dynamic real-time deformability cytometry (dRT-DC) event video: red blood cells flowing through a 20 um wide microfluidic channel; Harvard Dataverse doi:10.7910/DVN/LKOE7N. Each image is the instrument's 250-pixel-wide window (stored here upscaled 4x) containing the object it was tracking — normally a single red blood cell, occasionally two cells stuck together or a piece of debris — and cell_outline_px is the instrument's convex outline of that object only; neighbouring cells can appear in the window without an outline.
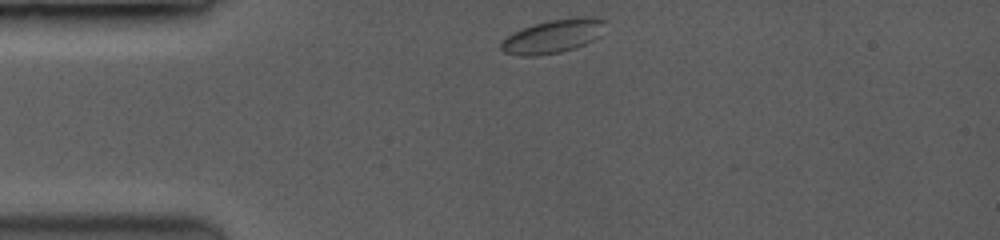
{"species": "common noctule bat (a hibernating species)", "species_latin": "Nyctalus noctula", "temperature_condition": "room temperature", "stored_images_in_passage": 23, "camera_frame_rate_fps": 3500, "um_per_image_px": 0.085, "animal": {"sex": "female", "body_mass_g": 19.0, "forearm_length_mm": 53.3}, "frame": {"image": 1, "passage_image": 1, "time_ms": 0.0, "image_size_px": [1000, 240], "cell_outline_px": [[604, 20], [592, 40], [584, 44], [560, 52], [532, 56], [524, 56], [504, 52], [500, 48], [500, 44], [508, 36], [532, 24], [548, 20], [580, 16], [596, 16]], "centroid_in_image_um": [46.94, 3.07], "position_along_channel_um": 38.1, "area_um2": 19.65}}
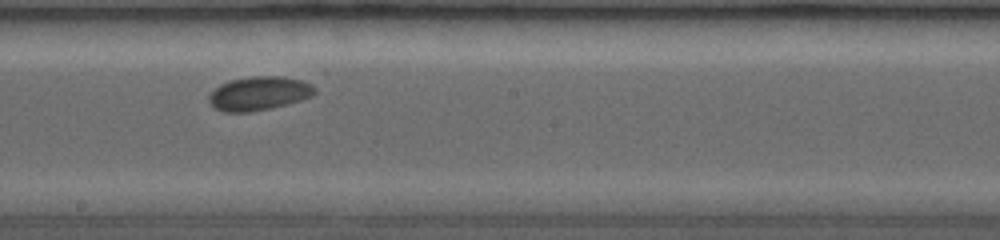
{"frame": {"image": 2, "passage_image": 10, "time_ms": 5.714, "image_size_px": [1000, 240], "cell_outline_px": [[316, 92], [312, 96], [284, 104], [268, 108], [248, 112], [224, 112], [216, 108], [208, 100], [208, 96], [220, 84], [228, 80], [252, 76], [280, 76], [304, 80], [312, 84], [316, 88]], "centroid_in_image_um": [22.02, 7.92], "position_along_channel_um": 226.2, "area_um2": 20.69}}
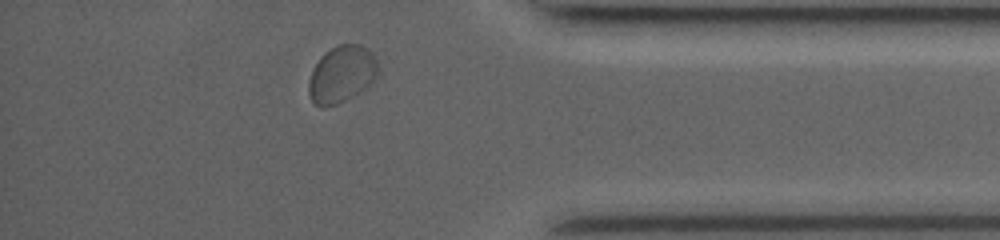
{"frame": {"image": 3, "passage_image": 21, "time_ms": 10.571, "image_size_px": [1000, 240], "cell_outline_px": [[380, 68], [376, 76], [364, 88], [344, 100], [336, 104], [324, 108], [320, 108], [312, 100], [308, 92], [308, 80], [312, 68], [320, 56], [324, 52], [336, 44], [360, 44], [376, 60]], "centroid_in_image_um": [28.98, 6.3], "position_along_channel_um": 406.2, "area_um2": 22.83}, "authors_computed_cell_mechanics": {"area_um2": 19.7098, "velocity_mm_per_s": 3.8846, "shape_relaxation_time_tau1_ms": 2.1789, "shape_relaxation_time_tau2_ms": null, "deformation_change_tau1": 0.0274, "deformation_change_tau2": null}}